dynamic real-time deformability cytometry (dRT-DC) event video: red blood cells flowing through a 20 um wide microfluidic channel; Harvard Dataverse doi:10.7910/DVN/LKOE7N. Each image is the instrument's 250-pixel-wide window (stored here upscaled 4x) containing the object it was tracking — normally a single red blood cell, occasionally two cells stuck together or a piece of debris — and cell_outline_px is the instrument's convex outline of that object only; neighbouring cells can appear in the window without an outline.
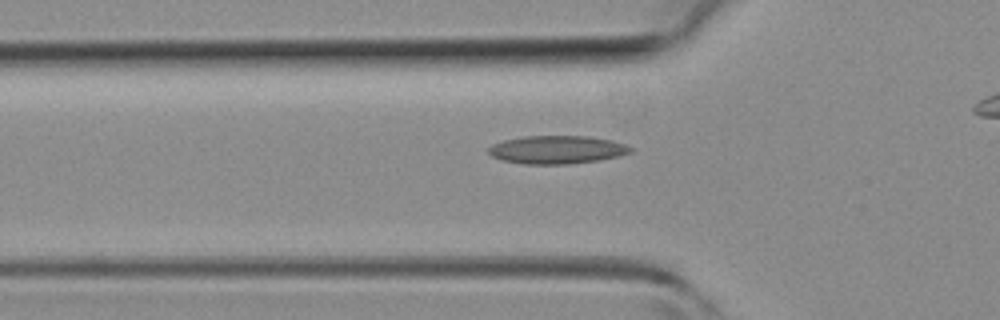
{"species": "common noctule bat (a hibernating species)", "species_latin": "Nyctalus noctula", "temperature_condition": "room temperature", "stored_images_in_passage": 32, "camera_frame_rate_fps": 3000, "um_per_image_px": 0.085, "animal": {"sex": "female", "body_mass_g": 19.3, "forearm_length_mm": 54.1}, "frame": {"image": 1, "passage_image": 11, "time_ms": 3.333, "image_size_px": [1000, 320], "cell_outline_px": [[632, 152], [620, 156], [600, 160], [568, 164], [524, 164], [504, 160], [492, 156], [488, 152], [488, 148], [492, 144], [504, 140], [524, 136], [588, 136], [612, 140], [624, 144], [632, 148]], "centroid_in_image_um": [47.36, 12.72], "position_along_channel_um": 78.4, "area_um2": 23.29}}
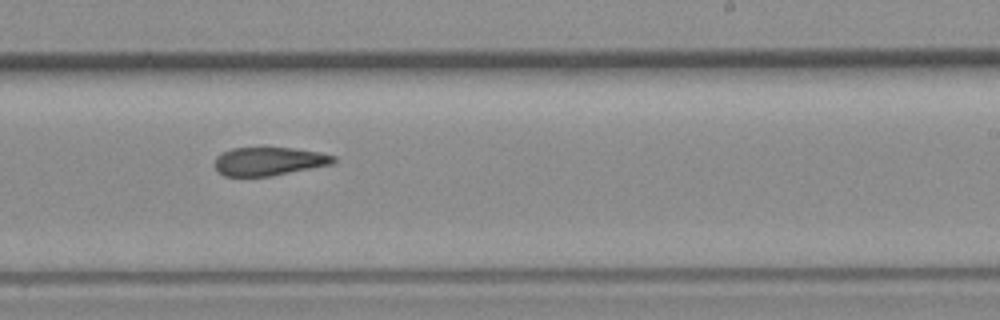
{"frame": {"image": 2, "passage_image": 23, "time_ms": 7.333, "image_size_px": [1000, 320], "cell_outline_px": [[336, 160], [332, 164], [272, 176], [224, 176], [212, 164], [216, 156], [232, 148], [292, 148], [320, 152], [336, 156]], "centroid_in_image_um": [22.85, 13.71], "position_along_channel_um": 266.1, "area_um2": 19.65}}
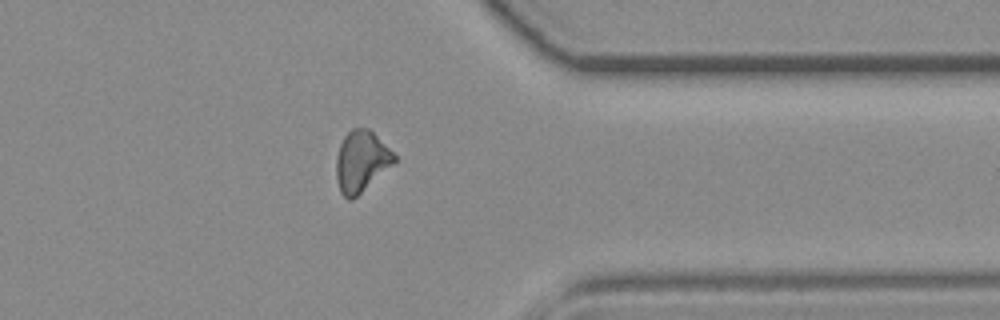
{"frame": {"image": 3, "passage_image": 31, "time_ms": 10.0, "image_size_px": [1000, 320], "cell_outline_px": [[396, 160], [392, 164], [352, 200], [348, 200], [340, 192], [336, 180], [336, 156], [340, 144], [344, 136], [352, 128], [368, 128], [396, 156]], "centroid_in_image_um": [30.66, 13.72], "position_along_channel_um": 380.7, "area_um2": 20.23}}